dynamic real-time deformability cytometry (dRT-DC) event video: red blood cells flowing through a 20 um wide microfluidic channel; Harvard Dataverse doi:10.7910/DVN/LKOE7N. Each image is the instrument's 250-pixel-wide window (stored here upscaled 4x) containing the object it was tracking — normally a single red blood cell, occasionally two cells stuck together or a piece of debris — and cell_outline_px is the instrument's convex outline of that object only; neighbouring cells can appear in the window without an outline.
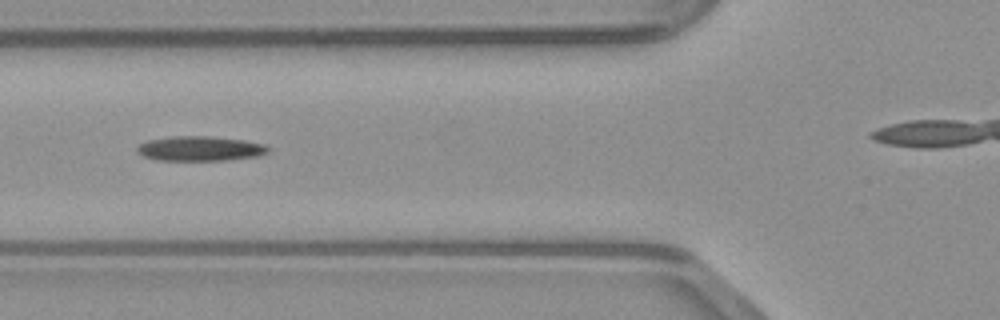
{"species": "common noctule bat (a hibernating species)", "species_latin": "Nyctalus noctula", "temperature_condition": "warm", "stored_images_in_passage": 26, "camera_frame_rate_fps": 3000, "um_per_image_px": 0.085, "animal": {"sex": "male", "body_mass_g": 23.1, "forearm_length_mm": 52.7}, "frame": {"image": 1, "passage_image": 5, "time_ms": 1.333, "image_size_px": [1000, 320], "cell_outline_px": [[268, 152], [260, 156], [228, 160], [156, 160], [144, 156], [136, 152], [136, 148], [140, 144], [148, 140], [172, 136], [208, 136], [244, 140], [264, 144], [268, 148]], "centroid_in_image_um": [17.0, 12.63], "position_along_channel_um": 108.8, "area_um2": 18.9}}
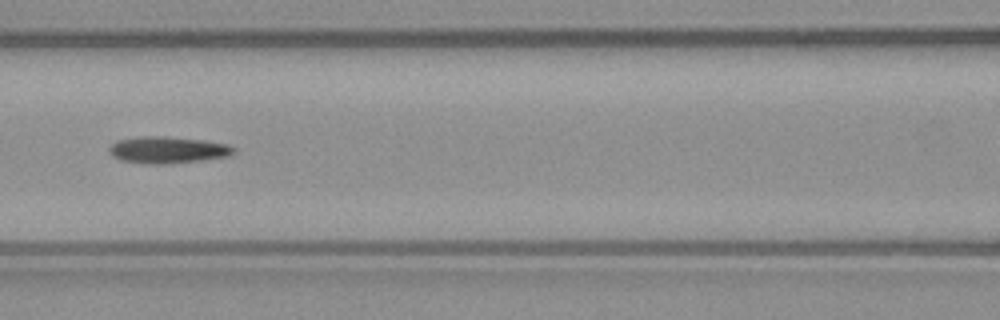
{"frame": {"image": 2, "passage_image": 8, "time_ms": 2.333, "image_size_px": [1000, 320], "cell_outline_px": [[236, 152], [228, 156], [200, 160], [164, 164], [148, 164], [120, 160], [112, 156], [108, 152], [108, 148], [116, 140], [140, 136], [164, 136], [204, 140], [228, 144], [236, 148]], "centroid_in_image_um": [14.23, 12.73], "position_along_channel_um": 152.4, "area_um2": 19.54}}